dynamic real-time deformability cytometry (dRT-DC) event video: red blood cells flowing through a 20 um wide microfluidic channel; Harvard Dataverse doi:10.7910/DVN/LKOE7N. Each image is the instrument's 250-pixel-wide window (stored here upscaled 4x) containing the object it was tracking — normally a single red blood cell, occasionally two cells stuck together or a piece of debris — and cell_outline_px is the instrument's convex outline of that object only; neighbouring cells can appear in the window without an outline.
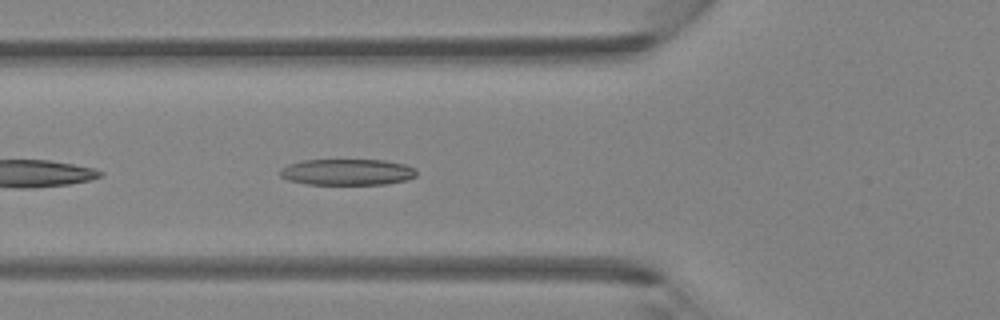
{"species": "Egyptian fruit bat (a non-hibernating species)", "species_latin": "Rousettus aegyptiacus", "temperature_condition": "room temperature", "stored_images_in_passage": 33, "camera_frame_rate_fps": 3000, "um_per_image_px": 0.085, "animal": {"sex": "female"}, "frame": {"image": 1, "passage_image": 4, "time_ms": 1.0, "image_size_px": [1000, 320], "cell_outline_px": [[416, 176], [408, 180], [384, 184], [304, 184], [288, 180], [280, 176], [280, 168], [288, 164], [304, 160], [384, 160], [404, 164], [416, 168]], "centroid_in_image_um": [29.51, 14.62], "position_along_channel_um": 96.3, "area_um2": 20.92}}
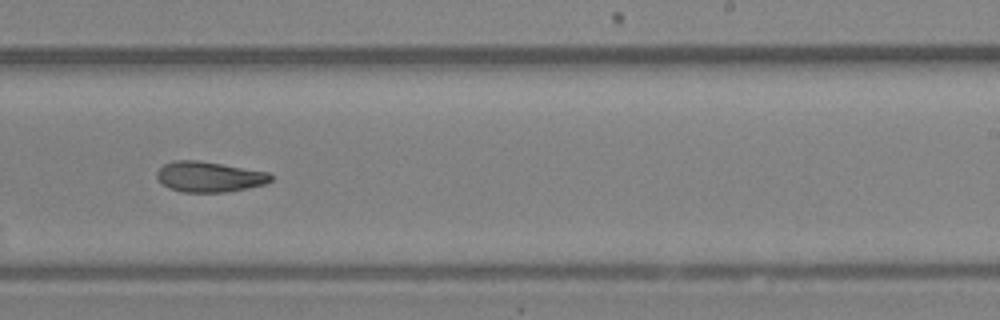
{"frame": {"image": 2, "passage_image": 16, "time_ms": 5.0, "image_size_px": [1000, 320], "cell_outline_px": [[272, 180], [264, 184], [224, 192], [184, 192], [168, 188], [156, 176], [156, 172], [164, 164], [176, 160], [200, 160], [268, 172], [272, 176]], "centroid_in_image_um": [17.76, 15.01], "position_along_channel_um": 271.2, "area_um2": 20.0}}
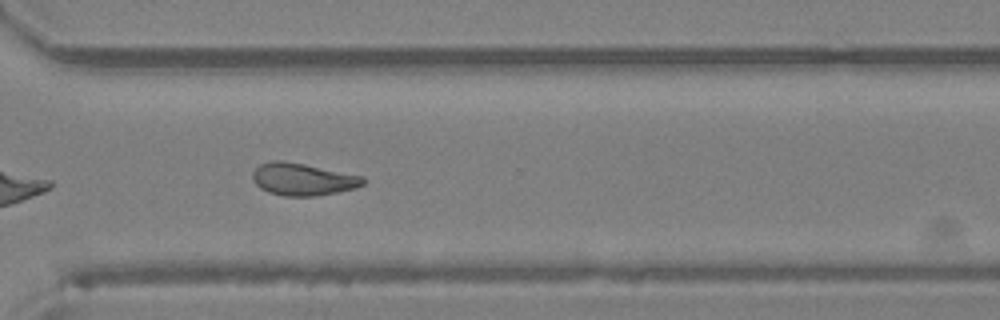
{"frame": {"image": 3, "passage_image": 21, "time_ms": 6.667, "image_size_px": [1000, 320], "cell_outline_px": [[364, 184], [356, 188], [316, 196], [284, 196], [268, 192], [260, 188], [252, 180], [252, 172], [260, 164], [272, 160], [280, 160], [304, 164], [364, 176]], "centroid_in_image_um": [25.72, 15.24], "position_along_channel_um": 344.9, "area_um2": 20.81}}